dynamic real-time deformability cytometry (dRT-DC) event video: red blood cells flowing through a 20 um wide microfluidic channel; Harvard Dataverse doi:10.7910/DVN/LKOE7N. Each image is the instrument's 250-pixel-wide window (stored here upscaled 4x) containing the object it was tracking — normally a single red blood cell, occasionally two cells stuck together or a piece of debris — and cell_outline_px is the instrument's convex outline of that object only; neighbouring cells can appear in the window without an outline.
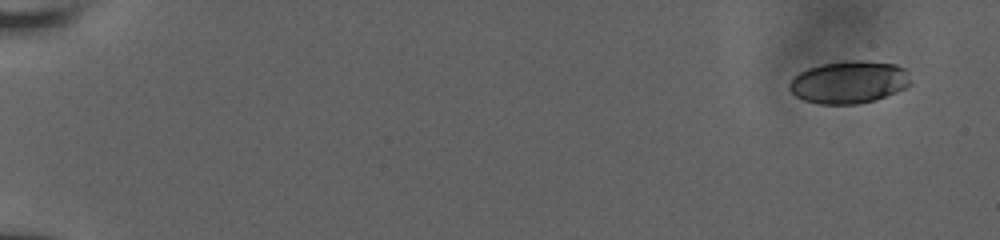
{"species": "human", "species_latin": "Homo sapiens", "temperature_condition": "room temperature", "stored_images_in_passage": 11, "camera_frame_rate_fps": 3000, "um_per_image_px": 0.085, "donor": {"sex": "male"}, "frame": {"image": 1, "passage_image": 1, "time_ms": 0.0, "image_size_px": [1000, 240], "cell_outline_px": [[912, 84], [896, 92], [876, 100], [856, 104], [820, 104], [804, 100], [796, 96], [788, 88], [788, 84], [800, 72], [808, 68], [820, 64], [844, 60], [864, 60], [896, 64], [904, 68], [908, 72]], "centroid_in_image_um": [72.19, 6.97], "position_along_channel_um": 12.8, "area_um2": 30.23}}